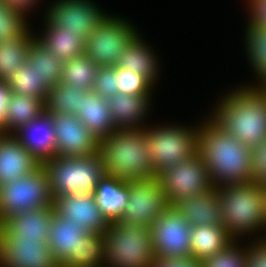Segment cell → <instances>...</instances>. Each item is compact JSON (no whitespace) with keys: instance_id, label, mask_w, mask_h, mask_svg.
Here are the masks:
<instances>
[{"instance_id":"obj_11","label":"cell","mask_w":266,"mask_h":267,"mask_svg":"<svg viewBox=\"0 0 266 267\" xmlns=\"http://www.w3.org/2000/svg\"><path fill=\"white\" fill-rule=\"evenodd\" d=\"M47 6L43 16L51 26L73 32L84 42L109 14L92 0H54Z\"/></svg>"},{"instance_id":"obj_12","label":"cell","mask_w":266,"mask_h":267,"mask_svg":"<svg viewBox=\"0 0 266 267\" xmlns=\"http://www.w3.org/2000/svg\"><path fill=\"white\" fill-rule=\"evenodd\" d=\"M157 177L172 207L178 201L213 187L208 169L197 153L188 160L165 168Z\"/></svg>"},{"instance_id":"obj_36","label":"cell","mask_w":266,"mask_h":267,"mask_svg":"<svg viewBox=\"0 0 266 267\" xmlns=\"http://www.w3.org/2000/svg\"><path fill=\"white\" fill-rule=\"evenodd\" d=\"M104 233H89L77 248V267H105Z\"/></svg>"},{"instance_id":"obj_40","label":"cell","mask_w":266,"mask_h":267,"mask_svg":"<svg viewBox=\"0 0 266 267\" xmlns=\"http://www.w3.org/2000/svg\"><path fill=\"white\" fill-rule=\"evenodd\" d=\"M252 182L266 184V139L250 149Z\"/></svg>"},{"instance_id":"obj_15","label":"cell","mask_w":266,"mask_h":267,"mask_svg":"<svg viewBox=\"0 0 266 267\" xmlns=\"http://www.w3.org/2000/svg\"><path fill=\"white\" fill-rule=\"evenodd\" d=\"M50 116L56 134L57 156L87 157L98 152V140L75 114Z\"/></svg>"},{"instance_id":"obj_46","label":"cell","mask_w":266,"mask_h":267,"mask_svg":"<svg viewBox=\"0 0 266 267\" xmlns=\"http://www.w3.org/2000/svg\"><path fill=\"white\" fill-rule=\"evenodd\" d=\"M259 93L265 98L266 101V80L261 82L259 85L255 87Z\"/></svg>"},{"instance_id":"obj_4","label":"cell","mask_w":266,"mask_h":267,"mask_svg":"<svg viewBox=\"0 0 266 267\" xmlns=\"http://www.w3.org/2000/svg\"><path fill=\"white\" fill-rule=\"evenodd\" d=\"M218 193L223 224L233 240L244 241L245 236H248L247 239L250 241L252 238L266 239L263 184L250 182L220 186Z\"/></svg>"},{"instance_id":"obj_7","label":"cell","mask_w":266,"mask_h":267,"mask_svg":"<svg viewBox=\"0 0 266 267\" xmlns=\"http://www.w3.org/2000/svg\"><path fill=\"white\" fill-rule=\"evenodd\" d=\"M156 124V125H155ZM146 125L145 143L150 151L153 171L158 175L165 168L192 158L197 153V128L171 124ZM161 125V126H160Z\"/></svg>"},{"instance_id":"obj_21","label":"cell","mask_w":266,"mask_h":267,"mask_svg":"<svg viewBox=\"0 0 266 267\" xmlns=\"http://www.w3.org/2000/svg\"><path fill=\"white\" fill-rule=\"evenodd\" d=\"M54 212V206L27 210L5 218L1 224L16 239H38L39 243H47Z\"/></svg>"},{"instance_id":"obj_18","label":"cell","mask_w":266,"mask_h":267,"mask_svg":"<svg viewBox=\"0 0 266 267\" xmlns=\"http://www.w3.org/2000/svg\"><path fill=\"white\" fill-rule=\"evenodd\" d=\"M13 134L42 165L57 156L56 134L49 113L44 111L35 120L21 126Z\"/></svg>"},{"instance_id":"obj_27","label":"cell","mask_w":266,"mask_h":267,"mask_svg":"<svg viewBox=\"0 0 266 267\" xmlns=\"http://www.w3.org/2000/svg\"><path fill=\"white\" fill-rule=\"evenodd\" d=\"M190 238L191 257L200 262L224 250L233 241L224 225L193 226Z\"/></svg>"},{"instance_id":"obj_35","label":"cell","mask_w":266,"mask_h":267,"mask_svg":"<svg viewBox=\"0 0 266 267\" xmlns=\"http://www.w3.org/2000/svg\"><path fill=\"white\" fill-rule=\"evenodd\" d=\"M242 242L233 240L224 250L205 258L201 267H248L250 241L244 246Z\"/></svg>"},{"instance_id":"obj_6","label":"cell","mask_w":266,"mask_h":267,"mask_svg":"<svg viewBox=\"0 0 266 267\" xmlns=\"http://www.w3.org/2000/svg\"><path fill=\"white\" fill-rule=\"evenodd\" d=\"M43 166L49 176L53 198L68 194H94L99 180L105 175L99 151L87 157L55 156Z\"/></svg>"},{"instance_id":"obj_24","label":"cell","mask_w":266,"mask_h":267,"mask_svg":"<svg viewBox=\"0 0 266 267\" xmlns=\"http://www.w3.org/2000/svg\"><path fill=\"white\" fill-rule=\"evenodd\" d=\"M76 117L98 142L116 130L107 99L92 90L81 97L80 111Z\"/></svg>"},{"instance_id":"obj_25","label":"cell","mask_w":266,"mask_h":267,"mask_svg":"<svg viewBox=\"0 0 266 267\" xmlns=\"http://www.w3.org/2000/svg\"><path fill=\"white\" fill-rule=\"evenodd\" d=\"M96 203L103 215L111 223L117 221L128 200V183L105 174L98 182L94 192Z\"/></svg>"},{"instance_id":"obj_32","label":"cell","mask_w":266,"mask_h":267,"mask_svg":"<svg viewBox=\"0 0 266 267\" xmlns=\"http://www.w3.org/2000/svg\"><path fill=\"white\" fill-rule=\"evenodd\" d=\"M88 90L72 87L59 82L51 87L44 102V111L49 114H77L80 111L81 97Z\"/></svg>"},{"instance_id":"obj_45","label":"cell","mask_w":266,"mask_h":267,"mask_svg":"<svg viewBox=\"0 0 266 267\" xmlns=\"http://www.w3.org/2000/svg\"><path fill=\"white\" fill-rule=\"evenodd\" d=\"M7 6L17 9L23 12L25 15L29 16L34 9L36 11L38 4L41 0H0Z\"/></svg>"},{"instance_id":"obj_10","label":"cell","mask_w":266,"mask_h":267,"mask_svg":"<svg viewBox=\"0 0 266 267\" xmlns=\"http://www.w3.org/2000/svg\"><path fill=\"white\" fill-rule=\"evenodd\" d=\"M171 207L158 177L128 183L126 208L117 220L123 224L150 227Z\"/></svg>"},{"instance_id":"obj_2","label":"cell","mask_w":266,"mask_h":267,"mask_svg":"<svg viewBox=\"0 0 266 267\" xmlns=\"http://www.w3.org/2000/svg\"><path fill=\"white\" fill-rule=\"evenodd\" d=\"M235 87L218 97L209 116L251 149L266 139V101L256 88Z\"/></svg>"},{"instance_id":"obj_43","label":"cell","mask_w":266,"mask_h":267,"mask_svg":"<svg viewBox=\"0 0 266 267\" xmlns=\"http://www.w3.org/2000/svg\"><path fill=\"white\" fill-rule=\"evenodd\" d=\"M152 267H201V262L192 257L166 258L155 257Z\"/></svg>"},{"instance_id":"obj_5","label":"cell","mask_w":266,"mask_h":267,"mask_svg":"<svg viewBox=\"0 0 266 267\" xmlns=\"http://www.w3.org/2000/svg\"><path fill=\"white\" fill-rule=\"evenodd\" d=\"M105 267H152L155 259L150 228L111 222L104 231Z\"/></svg>"},{"instance_id":"obj_1","label":"cell","mask_w":266,"mask_h":267,"mask_svg":"<svg viewBox=\"0 0 266 267\" xmlns=\"http://www.w3.org/2000/svg\"><path fill=\"white\" fill-rule=\"evenodd\" d=\"M203 120L197 128V154L208 169L212 185L252 182L250 148L227 133L209 114Z\"/></svg>"},{"instance_id":"obj_37","label":"cell","mask_w":266,"mask_h":267,"mask_svg":"<svg viewBox=\"0 0 266 267\" xmlns=\"http://www.w3.org/2000/svg\"><path fill=\"white\" fill-rule=\"evenodd\" d=\"M28 19L30 20L23 12L0 1V42L24 35L32 26Z\"/></svg>"},{"instance_id":"obj_42","label":"cell","mask_w":266,"mask_h":267,"mask_svg":"<svg viewBox=\"0 0 266 267\" xmlns=\"http://www.w3.org/2000/svg\"><path fill=\"white\" fill-rule=\"evenodd\" d=\"M248 267H266V239L251 240Z\"/></svg>"},{"instance_id":"obj_39","label":"cell","mask_w":266,"mask_h":267,"mask_svg":"<svg viewBox=\"0 0 266 267\" xmlns=\"http://www.w3.org/2000/svg\"><path fill=\"white\" fill-rule=\"evenodd\" d=\"M116 66H100L91 88L103 98H110L118 93Z\"/></svg>"},{"instance_id":"obj_9","label":"cell","mask_w":266,"mask_h":267,"mask_svg":"<svg viewBox=\"0 0 266 267\" xmlns=\"http://www.w3.org/2000/svg\"><path fill=\"white\" fill-rule=\"evenodd\" d=\"M119 16L109 13L85 41L84 54L99 66H115L119 56L139 33L132 22Z\"/></svg>"},{"instance_id":"obj_16","label":"cell","mask_w":266,"mask_h":267,"mask_svg":"<svg viewBox=\"0 0 266 267\" xmlns=\"http://www.w3.org/2000/svg\"><path fill=\"white\" fill-rule=\"evenodd\" d=\"M55 212L89 233H104L110 222L96 203L94 194H68L54 198Z\"/></svg>"},{"instance_id":"obj_26","label":"cell","mask_w":266,"mask_h":267,"mask_svg":"<svg viewBox=\"0 0 266 267\" xmlns=\"http://www.w3.org/2000/svg\"><path fill=\"white\" fill-rule=\"evenodd\" d=\"M40 30L41 34L35 33V38L48 50L54 52L63 62L82 56L85 51V42L70 31H64V28L51 26L43 18Z\"/></svg>"},{"instance_id":"obj_33","label":"cell","mask_w":266,"mask_h":267,"mask_svg":"<svg viewBox=\"0 0 266 267\" xmlns=\"http://www.w3.org/2000/svg\"><path fill=\"white\" fill-rule=\"evenodd\" d=\"M7 83L11 89V93L38 98L43 102H45L48 92L51 89V87L40 78L34 65L27 59L20 69L7 80Z\"/></svg>"},{"instance_id":"obj_38","label":"cell","mask_w":266,"mask_h":267,"mask_svg":"<svg viewBox=\"0 0 266 267\" xmlns=\"http://www.w3.org/2000/svg\"><path fill=\"white\" fill-rule=\"evenodd\" d=\"M118 93L126 95L152 94L155 87L144 77L116 67Z\"/></svg>"},{"instance_id":"obj_17","label":"cell","mask_w":266,"mask_h":267,"mask_svg":"<svg viewBox=\"0 0 266 267\" xmlns=\"http://www.w3.org/2000/svg\"><path fill=\"white\" fill-rule=\"evenodd\" d=\"M88 234L81 225L54 212L47 243L59 267H77V248Z\"/></svg>"},{"instance_id":"obj_29","label":"cell","mask_w":266,"mask_h":267,"mask_svg":"<svg viewBox=\"0 0 266 267\" xmlns=\"http://www.w3.org/2000/svg\"><path fill=\"white\" fill-rule=\"evenodd\" d=\"M43 112L44 102L41 99L11 93L6 107L5 128L0 133L13 134Z\"/></svg>"},{"instance_id":"obj_44","label":"cell","mask_w":266,"mask_h":267,"mask_svg":"<svg viewBox=\"0 0 266 267\" xmlns=\"http://www.w3.org/2000/svg\"><path fill=\"white\" fill-rule=\"evenodd\" d=\"M11 94L7 81H0V132L5 128L6 107Z\"/></svg>"},{"instance_id":"obj_28","label":"cell","mask_w":266,"mask_h":267,"mask_svg":"<svg viewBox=\"0 0 266 267\" xmlns=\"http://www.w3.org/2000/svg\"><path fill=\"white\" fill-rule=\"evenodd\" d=\"M246 30L244 31L245 35L243 36L244 40L243 44H245L244 49L246 51L247 60L249 62L250 67L252 68V73L255 75L253 83L250 82L248 84L242 86H246L248 88H255L261 82L266 80V27L262 25H253L247 22Z\"/></svg>"},{"instance_id":"obj_3","label":"cell","mask_w":266,"mask_h":267,"mask_svg":"<svg viewBox=\"0 0 266 267\" xmlns=\"http://www.w3.org/2000/svg\"><path fill=\"white\" fill-rule=\"evenodd\" d=\"M104 172L123 182L145 180L157 175L153 171L144 128L116 129L99 141Z\"/></svg>"},{"instance_id":"obj_19","label":"cell","mask_w":266,"mask_h":267,"mask_svg":"<svg viewBox=\"0 0 266 267\" xmlns=\"http://www.w3.org/2000/svg\"><path fill=\"white\" fill-rule=\"evenodd\" d=\"M41 166L14 134L0 133V185L17 181Z\"/></svg>"},{"instance_id":"obj_8","label":"cell","mask_w":266,"mask_h":267,"mask_svg":"<svg viewBox=\"0 0 266 267\" xmlns=\"http://www.w3.org/2000/svg\"><path fill=\"white\" fill-rule=\"evenodd\" d=\"M54 206L49 176L42 165L17 181L0 185V223L7 217L27 210Z\"/></svg>"},{"instance_id":"obj_31","label":"cell","mask_w":266,"mask_h":267,"mask_svg":"<svg viewBox=\"0 0 266 267\" xmlns=\"http://www.w3.org/2000/svg\"><path fill=\"white\" fill-rule=\"evenodd\" d=\"M27 60L34 65L40 78L50 87L61 80L63 61L48 50L36 38L33 39L27 53Z\"/></svg>"},{"instance_id":"obj_13","label":"cell","mask_w":266,"mask_h":267,"mask_svg":"<svg viewBox=\"0 0 266 267\" xmlns=\"http://www.w3.org/2000/svg\"><path fill=\"white\" fill-rule=\"evenodd\" d=\"M149 228L155 257H191L192 227L174 207L163 212Z\"/></svg>"},{"instance_id":"obj_22","label":"cell","mask_w":266,"mask_h":267,"mask_svg":"<svg viewBox=\"0 0 266 267\" xmlns=\"http://www.w3.org/2000/svg\"><path fill=\"white\" fill-rule=\"evenodd\" d=\"M173 207L185 217L191 227L224 225L216 186L194 197L178 201Z\"/></svg>"},{"instance_id":"obj_14","label":"cell","mask_w":266,"mask_h":267,"mask_svg":"<svg viewBox=\"0 0 266 267\" xmlns=\"http://www.w3.org/2000/svg\"><path fill=\"white\" fill-rule=\"evenodd\" d=\"M0 267H59L48 243L16 239L0 223Z\"/></svg>"},{"instance_id":"obj_20","label":"cell","mask_w":266,"mask_h":267,"mask_svg":"<svg viewBox=\"0 0 266 267\" xmlns=\"http://www.w3.org/2000/svg\"><path fill=\"white\" fill-rule=\"evenodd\" d=\"M152 95L117 93L108 98L115 129L144 128L148 124L146 118L151 115L150 108H153Z\"/></svg>"},{"instance_id":"obj_23","label":"cell","mask_w":266,"mask_h":267,"mask_svg":"<svg viewBox=\"0 0 266 267\" xmlns=\"http://www.w3.org/2000/svg\"><path fill=\"white\" fill-rule=\"evenodd\" d=\"M151 46L141 33H138L119 56L115 66L135 72L156 86L161 76V61L158 60L159 56Z\"/></svg>"},{"instance_id":"obj_41","label":"cell","mask_w":266,"mask_h":267,"mask_svg":"<svg viewBox=\"0 0 266 267\" xmlns=\"http://www.w3.org/2000/svg\"><path fill=\"white\" fill-rule=\"evenodd\" d=\"M248 11L247 21L266 27V0H245Z\"/></svg>"},{"instance_id":"obj_30","label":"cell","mask_w":266,"mask_h":267,"mask_svg":"<svg viewBox=\"0 0 266 267\" xmlns=\"http://www.w3.org/2000/svg\"><path fill=\"white\" fill-rule=\"evenodd\" d=\"M33 31L30 28L17 39L0 42V81H7L25 63L28 49L35 38Z\"/></svg>"},{"instance_id":"obj_34","label":"cell","mask_w":266,"mask_h":267,"mask_svg":"<svg viewBox=\"0 0 266 267\" xmlns=\"http://www.w3.org/2000/svg\"><path fill=\"white\" fill-rule=\"evenodd\" d=\"M99 67L85 54L64 61L60 82L72 87L91 90Z\"/></svg>"},{"instance_id":"obj_47","label":"cell","mask_w":266,"mask_h":267,"mask_svg":"<svg viewBox=\"0 0 266 267\" xmlns=\"http://www.w3.org/2000/svg\"><path fill=\"white\" fill-rule=\"evenodd\" d=\"M263 208L266 216V184H263Z\"/></svg>"}]
</instances>
